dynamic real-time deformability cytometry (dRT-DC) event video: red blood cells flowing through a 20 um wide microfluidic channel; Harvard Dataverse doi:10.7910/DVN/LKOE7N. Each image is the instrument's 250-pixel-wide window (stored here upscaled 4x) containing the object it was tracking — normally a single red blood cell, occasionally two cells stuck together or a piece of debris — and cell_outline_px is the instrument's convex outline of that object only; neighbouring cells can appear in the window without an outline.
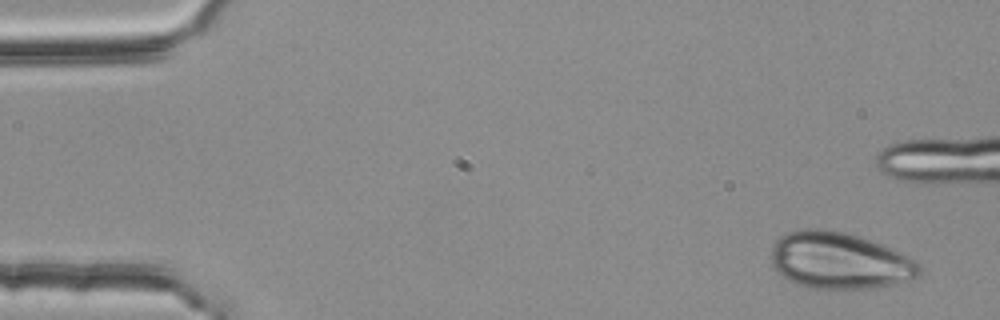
{"species": "common noctule bat (a hibernating species)", "species_latin": "Nyctalus noctula", "temperature_condition": "room temperature", "stored_images_in_passage": 6, "camera_frame_rate_fps": 3000, "um_per_image_px": 0.085, "animal": {"sex": "female", "body_mass_g": 25.1}, "frame": {"image": 1, "passage_image": 1, "time_ms": 0.0, "image_size_px": [1000, 320], "cell_outline_px": [[924, 268], [920, 276], [916, 280], [868, 288], [808, 288], [796, 284], [788, 280], [772, 264], [772, 244], [780, 236], [788, 232], [800, 228], [824, 228], [844, 232], [860, 236], [900, 252], [916, 260]], "centroid_in_image_um": [71.39, 22.14], "position_along_channel_um": 13.6, "area_um2": 49.25}}